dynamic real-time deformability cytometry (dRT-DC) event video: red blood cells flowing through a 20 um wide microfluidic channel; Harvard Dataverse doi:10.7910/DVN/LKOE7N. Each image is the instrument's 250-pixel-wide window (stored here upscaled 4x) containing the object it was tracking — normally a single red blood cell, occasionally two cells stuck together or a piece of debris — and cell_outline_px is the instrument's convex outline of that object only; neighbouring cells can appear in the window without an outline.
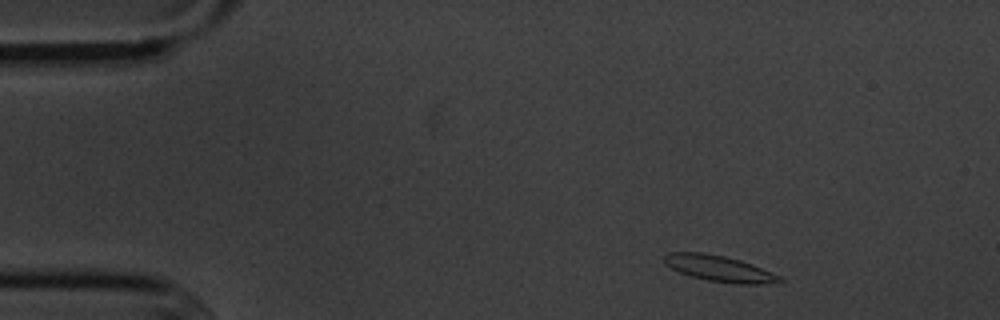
{"species": "common noctule bat (a hibernating species)", "species_latin": "Nyctalus noctula", "temperature_condition": "cold", "stored_images_in_passage": 3, "camera_frame_rate_fps": 3000, "um_per_image_px": 0.085, "animal": {"sex": "male", "body_mass_g": 20.1, "forearm_length_mm": 53.5}, "frame": {"image": 1, "passage_image": 1, "time_ms": 0.0, "image_size_px": [1000, 320], "cell_outline_px": [[788, 280], [764, 284], [732, 284], [708, 280], [692, 276], [680, 272], [664, 264], [664, 256], [668, 252], [704, 252], [724, 256], [740, 260], [752, 264], [780, 276]], "centroid_in_image_um": [61.15, 22.82], "position_along_channel_um": 23.9, "area_um2": 17.51}}